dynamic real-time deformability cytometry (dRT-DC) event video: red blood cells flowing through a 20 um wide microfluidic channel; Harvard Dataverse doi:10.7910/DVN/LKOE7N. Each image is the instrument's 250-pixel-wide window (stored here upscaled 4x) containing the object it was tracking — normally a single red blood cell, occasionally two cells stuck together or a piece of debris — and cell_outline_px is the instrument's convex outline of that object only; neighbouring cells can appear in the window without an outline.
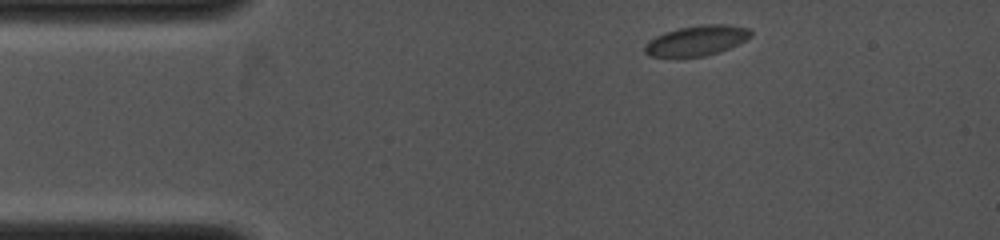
{"species": "common noctule bat (a hibernating species)", "species_latin": "Nyctalus noctula", "temperature_condition": "cold", "stored_images_in_passage": 40, "camera_frame_rate_fps": 4000, "um_per_image_px": 0.085, "animal": {"sex": "female", "body_mass_g": 19.0, "forearm_length_mm": 53.3}, "frame": {"image": 1, "passage_image": 1, "time_ms": 0.0, "image_size_px": [1000, 240], "cell_outline_px": [[752, 36], [720, 52], [704, 56], [648, 56], [644, 52], [644, 44], [648, 40], [664, 32], [680, 28], [704, 24], [728, 24], [748, 28], [752, 32]], "centroid_in_image_um": [59.2, 3.44], "position_along_channel_um": 25.8, "area_um2": 18.5}}
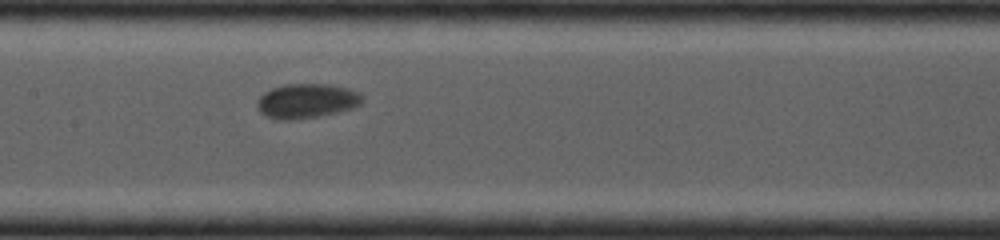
{"frame": {"image": 2, "passage_image": 18, "time_ms": 4.25, "image_size_px": [1000, 240], "cell_outline_px": [[364, 100], [360, 104], [352, 108], [320, 116], [288, 120], [280, 120], [264, 116], [260, 112], [256, 104], [256, 100], [264, 92], [272, 88], [284, 84], [332, 84], [348, 88], [360, 92], [364, 96]], "centroid_in_image_um": [26.07, 8.57], "position_along_channel_um": 181.3, "area_um2": 21.44}}
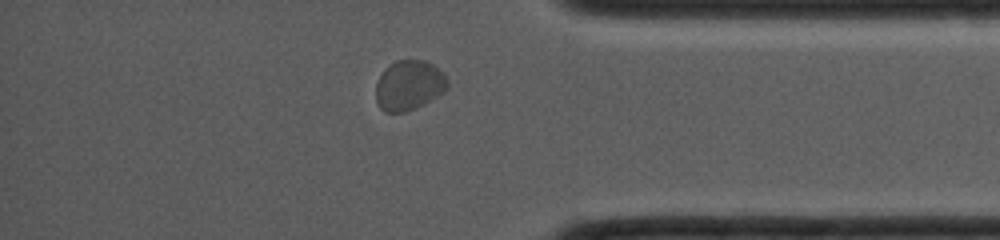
{"frame": {"image": 3, "passage_image": 34, "time_ms": 8.75, "image_size_px": [1000, 240], "cell_outline_px": [[448, 88], [444, 92], [424, 104], [404, 112], [384, 112], [380, 108], [376, 100], [376, 84], [384, 68], [396, 60], [424, 60], [432, 64], [444, 72], [448, 80]], "centroid_in_image_um": [34.78, 7.24], "position_along_channel_um": 400.4, "area_um2": 20.98}}